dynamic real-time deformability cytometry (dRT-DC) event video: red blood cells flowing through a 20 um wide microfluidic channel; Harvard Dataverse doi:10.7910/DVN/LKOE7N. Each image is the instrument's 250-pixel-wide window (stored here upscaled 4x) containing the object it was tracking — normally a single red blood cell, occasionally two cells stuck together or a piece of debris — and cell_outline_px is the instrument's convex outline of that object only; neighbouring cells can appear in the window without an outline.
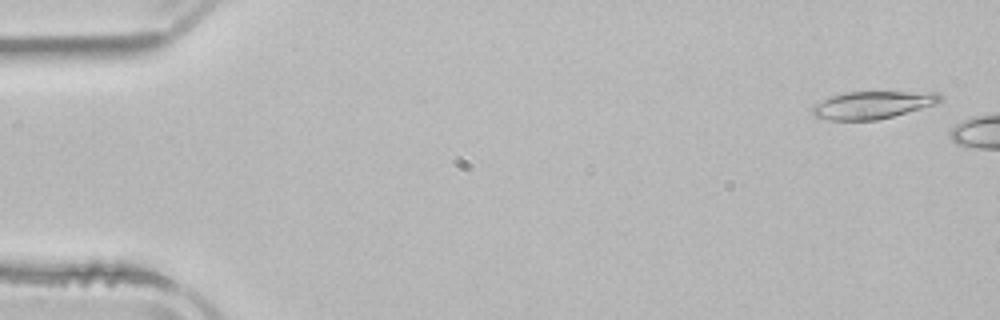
{"species": "common noctule bat (a hibernating species)", "species_latin": "Nyctalus noctula", "temperature_condition": "room temperature", "stored_images_in_passage": 8, "camera_frame_rate_fps": 3000, "um_per_image_px": 0.085, "animal": {"sex": "male", "body_mass_g": 21.5, "forearm_length_mm": 52.0}, "frame": {"image": 1, "passage_image": 2, "time_ms": 0.333, "image_size_px": [1000, 320], "cell_outline_px": [[944, 100], [936, 104], [892, 116], [876, 120], [828, 120], [812, 116], [812, 104], [828, 96], [844, 92], [936, 92], [944, 96]], "centroid_in_image_um": [74.13, 8.91], "position_along_channel_um": 10.9, "area_um2": 20.75}}